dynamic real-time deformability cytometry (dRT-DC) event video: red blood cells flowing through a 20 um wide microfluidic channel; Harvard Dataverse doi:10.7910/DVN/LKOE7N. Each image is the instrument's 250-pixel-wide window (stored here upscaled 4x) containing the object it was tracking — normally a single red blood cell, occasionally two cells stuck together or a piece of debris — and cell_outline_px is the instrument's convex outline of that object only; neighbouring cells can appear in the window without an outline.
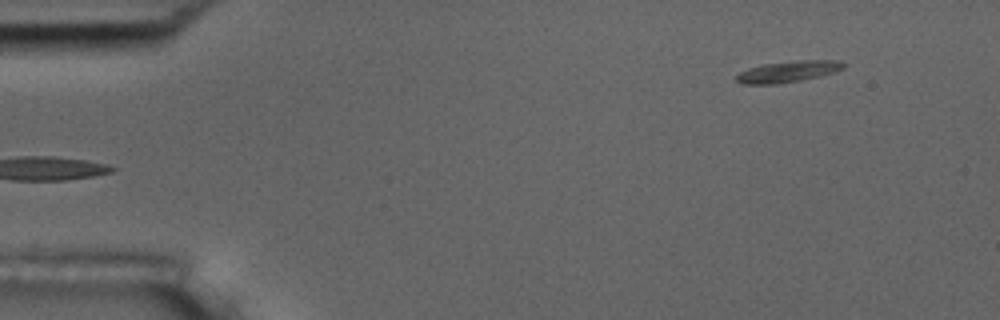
{"species": "common noctule bat (a hibernating species)", "species_latin": "Nyctalus noctula", "temperature_condition": "room temperature", "stored_images_in_passage": 6, "segment_of_instrument_passage": [2, 2], "camera_frame_rate_fps": 3000, "um_per_image_px": 0.085, "animal": {"sex": "male", "body_mass_g": 17.5, "forearm_length_mm": 52.3}, "frame": {"image": 1, "passage_image": 6, "time_ms": 6.0, "image_size_px": [1000, 320], "cell_outline_px": [[844, 68], [836, 72], [820, 76], [800, 80], [776, 84], [744, 84], [736, 80], [736, 76], [740, 72], [748, 68], [764, 64], [800, 60], [840, 60], [844, 64]], "centroid_in_image_um": [67.01, 6.08], "position_along_channel_um": 18.0, "area_um2": 13.18}}